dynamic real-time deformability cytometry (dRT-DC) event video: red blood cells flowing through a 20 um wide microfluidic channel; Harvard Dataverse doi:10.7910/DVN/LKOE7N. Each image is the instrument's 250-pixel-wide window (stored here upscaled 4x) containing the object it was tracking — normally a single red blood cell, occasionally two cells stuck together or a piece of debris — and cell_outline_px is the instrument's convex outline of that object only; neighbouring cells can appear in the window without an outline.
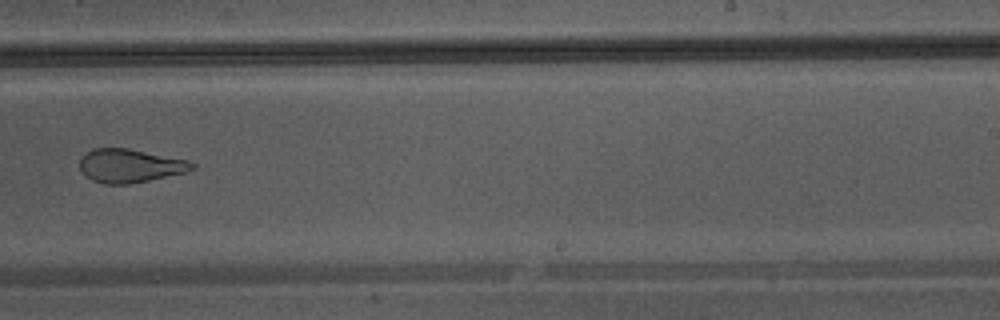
{"species": "Egyptian fruit bat (a non-hibernating species)", "species_latin": "Rousettus aegyptiacus", "temperature_condition": "warm", "stored_images_in_passage": 38, "camera_frame_rate_fps": 3000, "um_per_image_px": 0.085, "animal": {"sex": "male"}, "frame": {"image": 1, "passage_image": 22, "time_ms": 7.0, "image_size_px": [1000, 320], "cell_outline_px": [[196, 168], [188, 172], [128, 184], [104, 184], [92, 180], [84, 176], [80, 168], [80, 160], [92, 148], [128, 148], [188, 160], [196, 164]], "centroid_in_image_um": [11.07, 14.09], "position_along_channel_um": 277.9, "area_um2": 21.96}}